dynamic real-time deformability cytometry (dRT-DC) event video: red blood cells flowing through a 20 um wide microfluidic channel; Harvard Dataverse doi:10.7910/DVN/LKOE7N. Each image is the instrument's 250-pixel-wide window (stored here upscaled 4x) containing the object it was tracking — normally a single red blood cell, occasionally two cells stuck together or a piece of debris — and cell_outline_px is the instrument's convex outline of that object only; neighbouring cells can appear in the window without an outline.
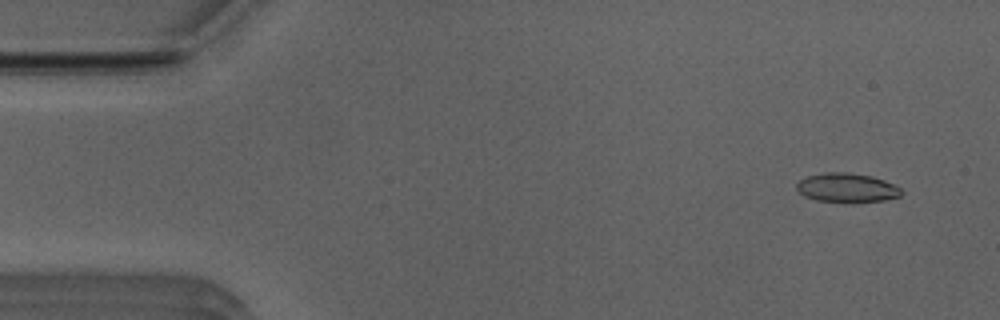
{"species": "Egyptian fruit bat (a non-hibernating species)", "species_latin": "Rousettus aegyptiacus", "temperature_condition": "room temperature", "stored_images_in_passage": 52, "camera_frame_rate_fps": 3000, "um_per_image_px": 0.085, "animal": {"sex": "male"}, "frame": {"image": 1, "passage_image": 4, "time_ms": 1.0, "image_size_px": [1000, 320], "cell_outline_px": [[904, 192], [900, 196], [884, 200], [856, 204], [844, 204], [816, 200], [804, 196], [796, 188], [796, 184], [800, 180], [808, 176], [824, 172], [848, 172], [872, 176], [884, 180], [900, 188]], "centroid_in_image_um": [71.99, 15.99], "position_along_channel_um": 13.0, "area_um2": 18.32}}
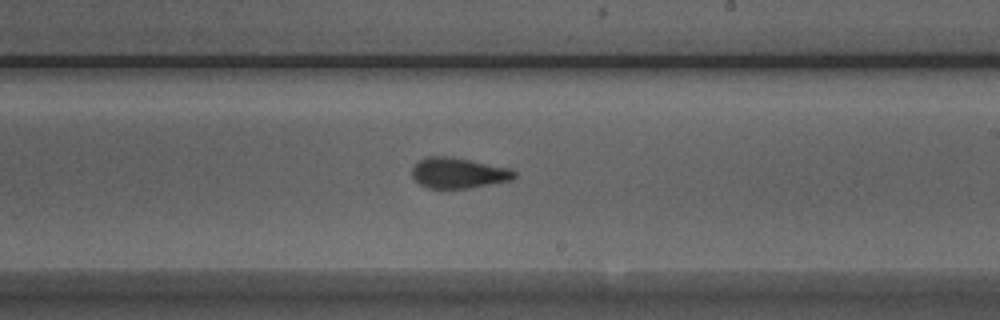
{"frame": {"image": 2, "passage_image": 30, "time_ms": 9.667, "image_size_px": [1000, 320], "cell_outline_px": [[516, 176], [512, 180], [468, 188], [428, 188], [420, 184], [412, 176], [412, 168], [424, 156], [448, 156], [508, 168], [516, 172]], "centroid_in_image_um": [38.94, 14.7], "position_along_channel_um": 250.1, "area_um2": 17.98}}
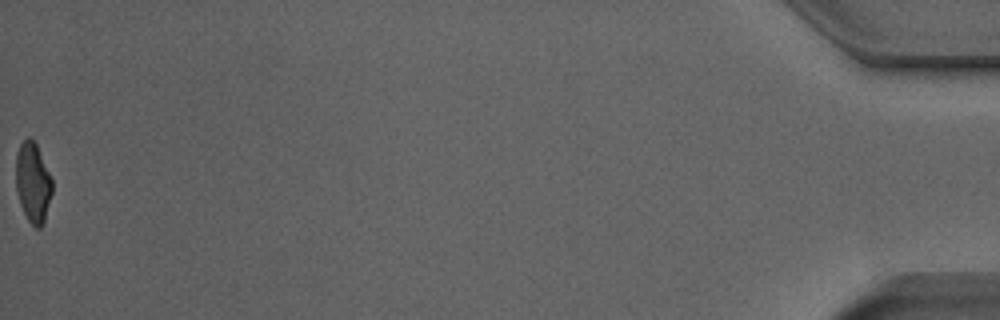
{"frame": {"image": 3, "passage_image": 52, "time_ms": 17.0, "image_size_px": [1000, 320], "cell_outline_px": [[52, 192], [44, 220], [40, 228], [36, 228], [28, 220], [20, 204], [16, 188], [16, 156], [20, 144], [28, 136], [36, 144], [52, 180]], "centroid_in_image_um": [2.78, 15.52], "position_along_channel_um": 432.4, "area_um2": 16.59}, "authors_computed_cell_mechanics": {"area_um2": 18.0047, "velocity_mm_per_s": 3.9796, "shape_relaxation_time_tau1_ms": 5.5612, "shape_relaxation_time_tau2_ms": 1.352, "deformation_change_tau1": 0.186, "deformation_change_tau2": 0.0921}}